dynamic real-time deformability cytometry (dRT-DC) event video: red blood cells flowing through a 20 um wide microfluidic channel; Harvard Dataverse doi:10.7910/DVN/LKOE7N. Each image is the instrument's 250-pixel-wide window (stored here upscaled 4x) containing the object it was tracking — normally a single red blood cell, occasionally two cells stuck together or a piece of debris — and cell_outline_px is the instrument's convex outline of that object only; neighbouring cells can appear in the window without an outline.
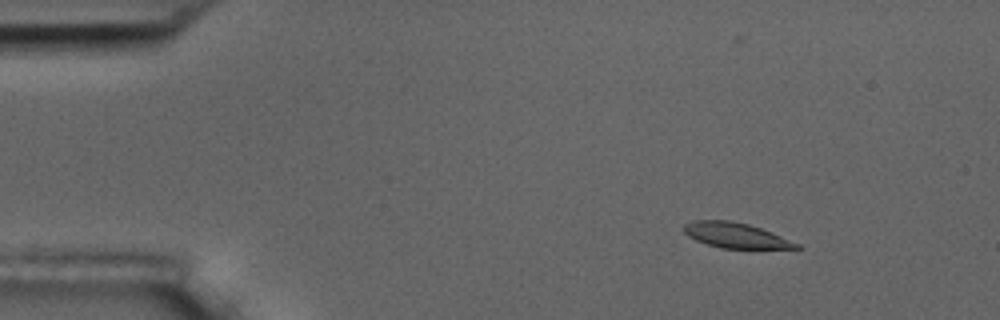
{"species": "common noctule bat (a hibernating species)", "species_latin": "Nyctalus noctula", "temperature_condition": "room temperature", "stored_images_in_passage": 5, "camera_frame_rate_fps": 3000, "um_per_image_px": 0.085, "animal": {"sex": "male", "body_mass_g": 17.5, "forearm_length_mm": 52.3}, "frame": {"image": 1, "passage_image": 2, "time_ms": 1.333, "image_size_px": [1000, 320], "cell_outline_px": [[804, 248], [720, 248], [696, 240], [688, 236], [684, 232], [684, 224], [696, 220], [732, 220], [748, 224], [760, 228], [800, 244]], "centroid_in_image_um": [62.51, 20.0], "position_along_channel_um": 22.5, "area_um2": 16.3}}
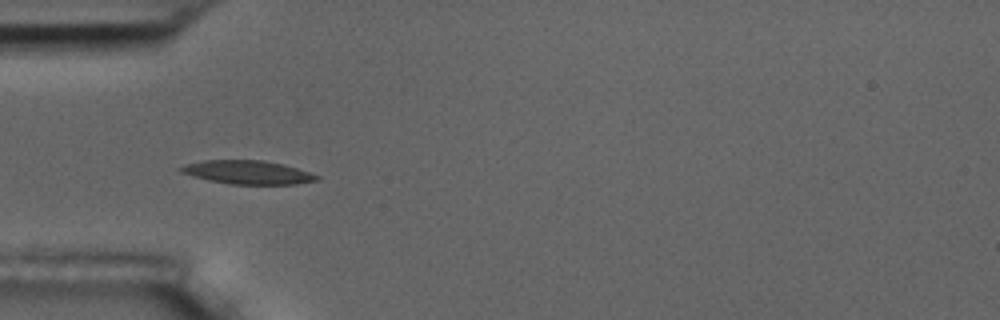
{"frame": {"image": 2, "passage_image": 5, "time_ms": 4.667, "image_size_px": [1000, 320], "cell_outline_px": [[320, 180], [296, 184], [232, 184], [208, 180], [192, 176], [180, 172], [176, 168], [184, 164], [204, 160], [264, 160], [284, 164], [320, 176]], "centroid_in_image_um": [21.02, 14.64], "position_along_channel_um": 64.0, "area_um2": 18.79}}